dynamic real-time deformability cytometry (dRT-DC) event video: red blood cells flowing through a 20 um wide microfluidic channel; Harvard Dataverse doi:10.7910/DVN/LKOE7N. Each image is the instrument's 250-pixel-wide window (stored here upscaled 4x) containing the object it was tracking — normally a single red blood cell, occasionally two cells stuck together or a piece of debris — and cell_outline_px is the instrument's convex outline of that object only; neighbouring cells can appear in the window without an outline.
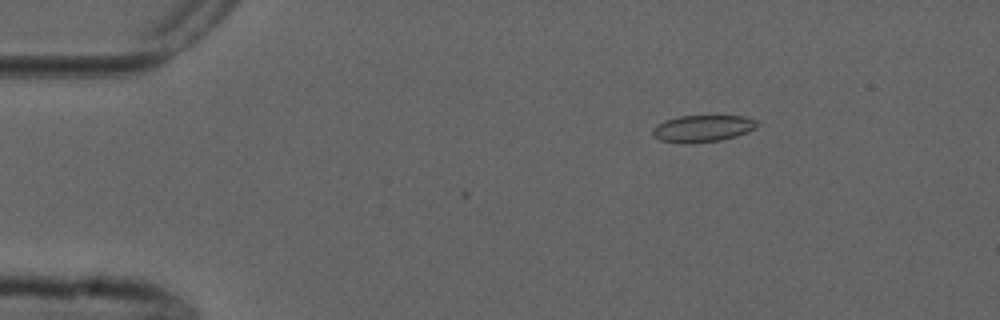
{"species": "common noctule bat (a hibernating species)", "species_latin": "Nyctalus noctula", "temperature_condition": "cold", "stored_images_in_passage": 3, "camera_frame_rate_fps": 3000, "um_per_image_px": 0.085, "animal": {"sex": "male", "forearm_length_mm": 52.5}, "frame": {"image": 1, "passage_image": 3, "time_ms": 2.667, "image_size_px": [1000, 320], "cell_outline_px": [[760, 124], [756, 128], [748, 132], [736, 136], [720, 140], [692, 144], [684, 144], [660, 140], [652, 136], [652, 128], [656, 124], [664, 120], [680, 116], [744, 116], [756, 120]], "centroid_in_image_um": [59.7, 10.93], "position_along_channel_um": 25.3, "area_um2": 16.65}}